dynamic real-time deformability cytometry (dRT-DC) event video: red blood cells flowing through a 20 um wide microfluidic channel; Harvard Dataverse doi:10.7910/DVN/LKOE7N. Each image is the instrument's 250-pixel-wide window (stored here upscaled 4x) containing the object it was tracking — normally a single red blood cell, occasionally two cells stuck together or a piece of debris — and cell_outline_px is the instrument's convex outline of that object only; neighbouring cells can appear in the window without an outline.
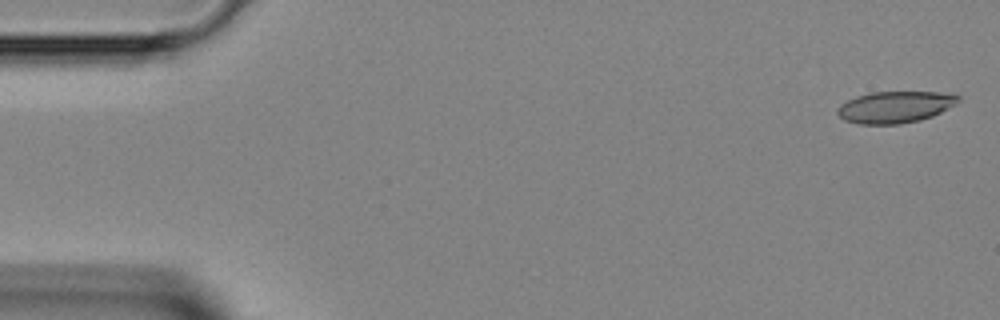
{"species": "Egyptian fruit bat (a non-hibernating species)", "species_latin": "Rousettus aegyptiacus", "temperature_condition": "room temperature", "stored_images_in_passage": 44, "camera_frame_rate_fps": 3000, "um_per_image_px": 0.085, "animal": {"sex": "female"}, "frame": {"image": 1, "passage_image": 1, "time_ms": 0.0, "image_size_px": [1000, 320], "cell_outline_px": [[960, 100], [956, 104], [932, 116], [920, 120], [900, 124], [860, 124], [844, 120], [836, 112], [836, 108], [840, 104], [856, 96], [872, 92], [936, 92], [960, 96]], "centroid_in_image_um": [76.05, 9.1], "position_along_channel_um": 9.0, "area_um2": 22.2}}
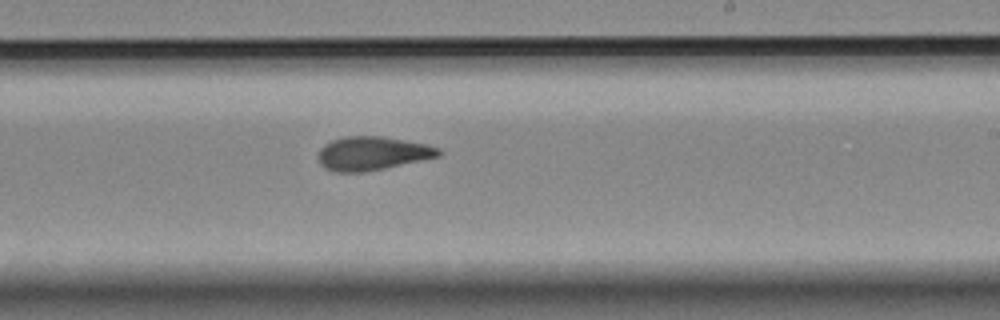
{"frame": {"image": 2, "passage_image": 26, "time_ms": 8.333, "image_size_px": [1000, 320], "cell_outline_px": [[440, 156], [384, 168], [364, 172], [336, 172], [324, 168], [320, 164], [316, 156], [320, 148], [324, 144], [332, 140], [344, 136], [380, 136], [428, 144], [440, 148]], "centroid_in_image_um": [31.6, 13.03], "position_along_channel_um": 257.4, "area_um2": 23.7}}
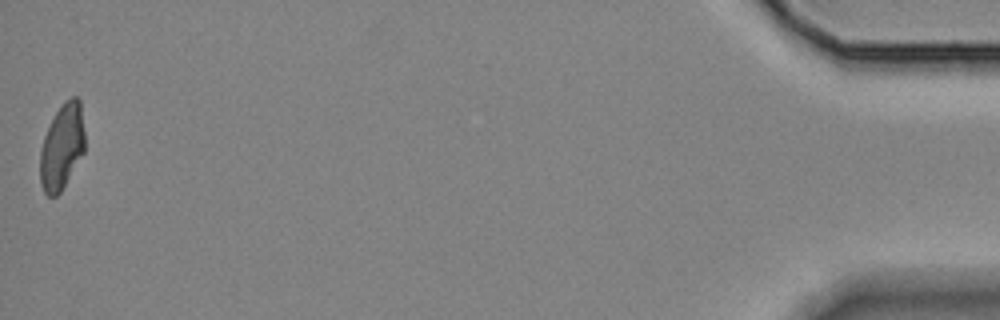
{"frame": {"image": 3, "passage_image": 44, "time_ms": 14.333, "image_size_px": [1000, 320], "cell_outline_px": [[84, 152], [60, 192], [56, 196], [48, 196], [44, 192], [40, 184], [40, 148], [44, 136], [56, 112], [64, 100], [72, 96], [76, 96], [80, 100], [84, 132]], "centroid_in_image_um": [5.26, 12.46], "position_along_channel_um": 429.9, "area_um2": 22.2}}